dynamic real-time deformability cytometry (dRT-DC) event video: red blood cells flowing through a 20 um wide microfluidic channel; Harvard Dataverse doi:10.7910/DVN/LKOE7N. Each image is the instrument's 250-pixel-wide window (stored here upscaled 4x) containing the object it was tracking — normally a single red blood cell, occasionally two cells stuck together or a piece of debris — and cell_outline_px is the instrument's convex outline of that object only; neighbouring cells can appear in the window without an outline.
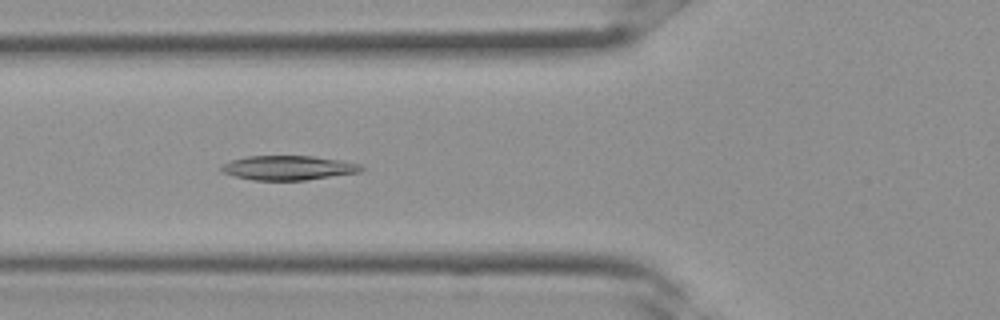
{"species": "Egyptian fruit bat (a non-hibernating species)", "species_latin": "Rousettus aegyptiacus", "temperature_condition": "room temperature", "stored_images_in_passage": 15, "camera_frame_rate_fps": 3000, "um_per_image_px": 0.085, "frame": {"image": 1, "passage_image": 11, "time_ms": 3.333, "image_size_px": [1000, 320], "cell_outline_px": [[364, 168], [360, 172], [304, 180], [252, 180], [220, 172], [220, 164], [232, 160], [248, 156], [312, 156], [340, 160], [360, 164]], "centroid_in_image_um": [24.46, 14.26], "position_along_channel_um": 101.3, "area_um2": 19.83}}
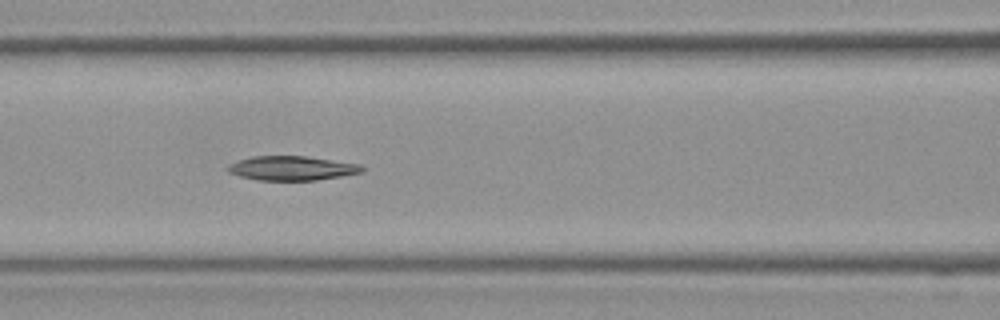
{"frame": {"image": 2, "passage_image": 13, "time_ms": 4.0, "image_size_px": [1000, 320], "cell_outline_px": [[368, 168], [364, 172], [316, 180], [260, 180], [240, 176], [228, 172], [228, 164], [252, 156], [308, 156], [360, 164]], "centroid_in_image_um": [24.87, 14.29], "position_along_channel_um": 141.7, "area_um2": 19.02}}
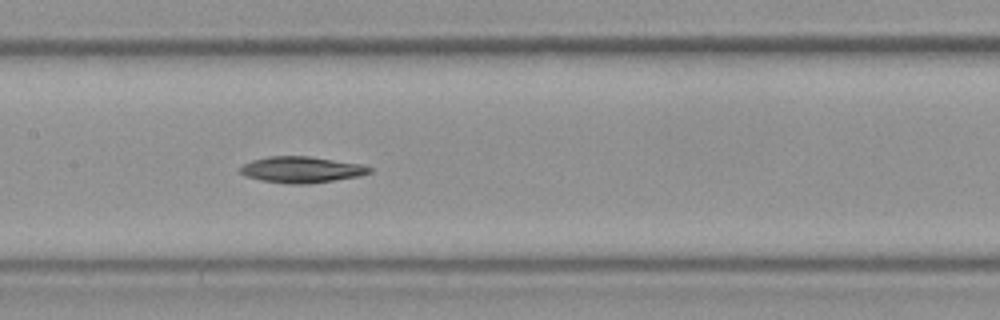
{"frame": {"image": 3, "passage_image": 15, "time_ms": 4.667, "image_size_px": [1000, 320], "cell_outline_px": [[372, 172], [360, 176], [308, 184], [288, 184], [260, 180], [244, 176], [240, 172], [240, 168], [244, 164], [252, 160], [268, 156], [308, 156], [364, 164], [372, 168]], "centroid_in_image_um": [25.64, 14.42], "position_along_channel_um": 181.8, "area_um2": 19.88}}